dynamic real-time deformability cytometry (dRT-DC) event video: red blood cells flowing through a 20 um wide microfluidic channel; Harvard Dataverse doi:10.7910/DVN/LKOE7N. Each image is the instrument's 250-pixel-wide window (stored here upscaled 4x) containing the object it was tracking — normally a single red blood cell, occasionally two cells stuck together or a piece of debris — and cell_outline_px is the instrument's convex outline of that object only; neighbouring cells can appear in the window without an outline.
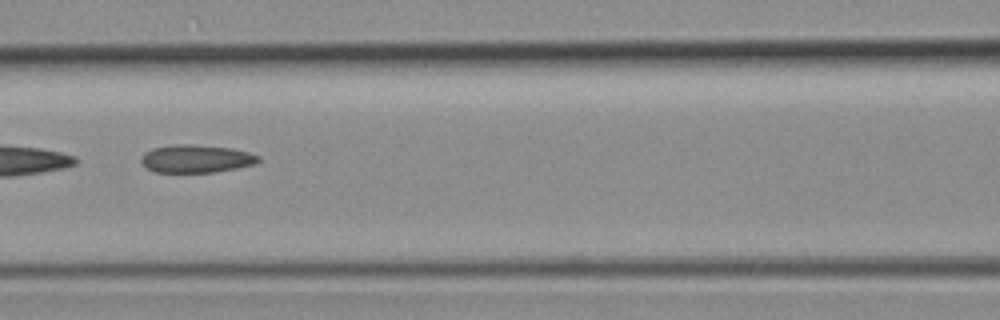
{"species": "common noctule bat (a hibernating species)", "species_latin": "Nyctalus noctula", "temperature_condition": "room temperature", "stored_images_in_passage": 37, "camera_frame_rate_fps": 3000, "um_per_image_px": 0.085, "animal": {"sex": "female", "body_mass_g": 19.3, "forearm_length_mm": 54.1}, "frame": {"image": 1, "passage_image": 13, "time_ms": 4.0, "image_size_px": [1000, 320], "cell_outline_px": [[260, 160], [256, 164], [236, 168], [212, 172], [156, 172], [148, 168], [140, 160], [144, 152], [152, 148], [180, 144], [188, 144], [232, 148], [248, 152], [260, 156]], "centroid_in_image_um": [16.69, 13.49], "position_along_channel_um": 149.9, "area_um2": 18.9}}
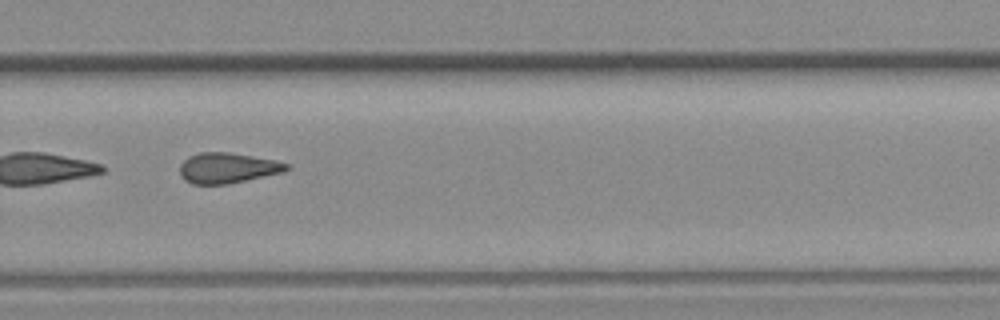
{"frame": {"image": 2, "passage_image": 23, "time_ms": 7.333, "image_size_px": [1000, 320], "cell_outline_px": [[288, 168], [284, 172], [228, 184], [192, 184], [184, 180], [180, 172], [180, 164], [188, 156], [200, 152], [228, 152], [276, 160], [288, 164]], "centroid_in_image_um": [19.32, 14.27], "position_along_channel_um": 310.5, "area_um2": 18.9}}
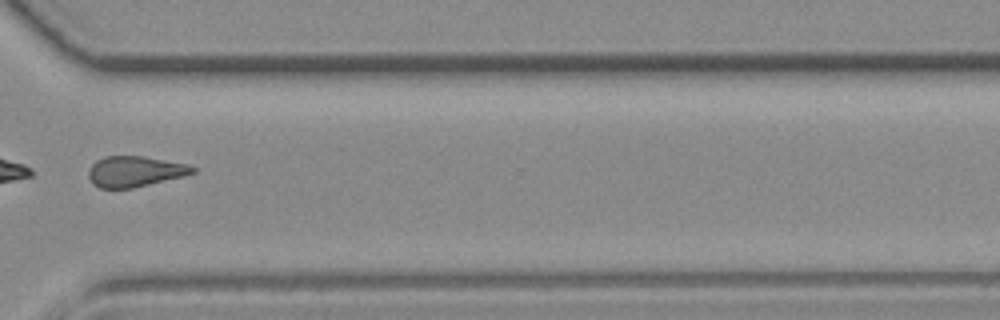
{"frame": {"image": 3, "passage_image": 26, "time_ms": 8.333, "image_size_px": [1000, 320], "cell_outline_px": [[196, 172], [184, 176], [132, 188], [100, 188], [92, 184], [88, 176], [88, 168], [96, 160], [104, 156], [144, 156], [188, 164], [196, 168]], "centroid_in_image_um": [11.45, 14.57], "position_along_channel_um": 359.2, "area_um2": 18.73}}